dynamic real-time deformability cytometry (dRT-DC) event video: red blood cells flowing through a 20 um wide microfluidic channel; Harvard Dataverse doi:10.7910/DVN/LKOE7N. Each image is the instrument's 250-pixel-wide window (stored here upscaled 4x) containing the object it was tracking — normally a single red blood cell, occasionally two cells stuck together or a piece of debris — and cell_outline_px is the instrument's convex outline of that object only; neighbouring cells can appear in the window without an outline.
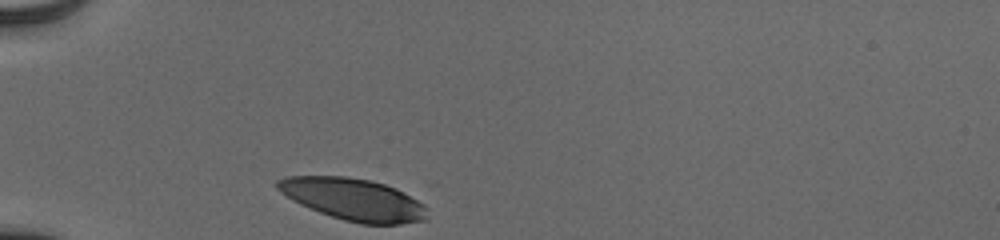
{"species": "human", "species_latin": "Homo sapiens", "temperature_condition": "cold", "stored_images_in_passage": 30, "camera_frame_rate_fps": 3000, "um_per_image_px": 0.085, "donor": {"sex": "male"}, "frame": {"image": 1, "passage_image": 1, "time_ms": 0.0, "image_size_px": [1000, 240], "cell_outline_px": [[428, 208], [424, 220], [400, 224], [360, 224], [344, 220], [320, 212], [300, 204], [292, 200], [280, 192], [276, 188], [276, 180], [284, 176], [344, 176], [372, 180], [396, 188], [424, 204]], "centroid_in_image_um": [30.02, 16.93], "position_along_channel_um": 55.0, "area_um2": 36.65}}
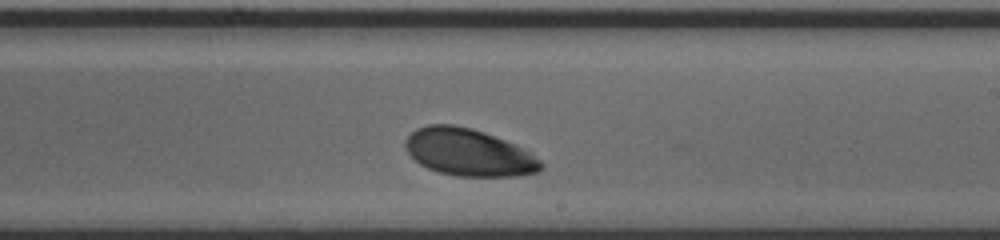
{"frame": {"image": 2, "passage_image": 18, "time_ms": 5.667, "image_size_px": [1000, 240], "cell_outline_px": [[544, 168], [536, 172], [516, 176], [456, 176], [440, 172], [428, 168], [420, 164], [408, 152], [404, 144], [404, 140], [416, 128], [428, 124], [452, 124], [472, 128], [484, 132], [516, 144], [540, 160], [544, 164]], "centroid_in_image_um": [39.83, 12.94], "position_along_channel_um": 249.2, "area_um2": 37.22}}
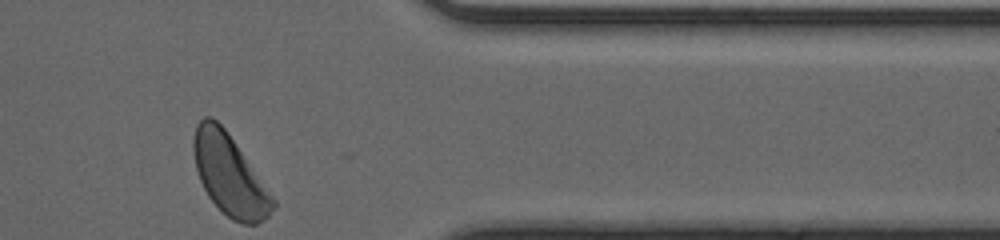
{"frame": {"image": 3, "passage_image": 30, "time_ms": 9.667, "image_size_px": [1000, 240], "cell_outline_px": [[276, 204], [268, 216], [256, 224], [240, 224], [232, 220], [208, 196], [200, 180], [196, 168], [192, 148], [192, 140], [196, 124], [204, 116], [208, 116], [216, 120], [224, 128], [276, 200]], "centroid_in_image_um": [19.49, 14.87], "position_along_channel_um": 391.9, "area_um2": 36.76}, "authors_computed_cell_mechanics": {"area_um2": 37.2521, "velocity_mm_per_s": 3.821, "shape_relaxation_time_tau1_ms": 1.9291, "shape_relaxation_time_tau2_ms": null, "deformation_change_tau1": 0.0985, "deformation_change_tau2": null}}